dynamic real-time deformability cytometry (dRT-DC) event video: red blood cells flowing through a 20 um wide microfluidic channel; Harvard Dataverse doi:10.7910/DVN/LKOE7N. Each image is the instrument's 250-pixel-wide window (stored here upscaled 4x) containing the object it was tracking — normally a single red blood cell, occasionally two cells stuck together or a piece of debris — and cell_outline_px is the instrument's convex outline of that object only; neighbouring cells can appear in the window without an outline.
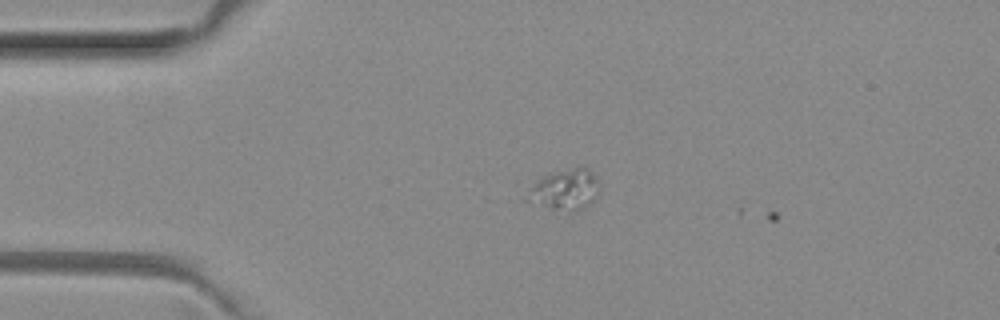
{"species": "common noctule bat (a hibernating species)", "species_latin": "Nyctalus noctula", "temperature_condition": "room temperature", "stored_images_in_passage": 3, "camera_frame_rate_fps": 3000, "um_per_image_px": 0.085, "animal": {"sex": "female", "body_mass_g": 29.2, "forearm_length_mm": 56.3}, "frame": {"image": 1, "passage_image": 2, "time_ms": 0.333, "image_size_px": [1000, 320], "cell_outline_px": [[600, 192], [592, 204], [584, 208], [552, 208], [528, 204], [520, 200], [544, 176], [584, 164], [596, 176], [600, 188]], "centroid_in_image_um": [48.04, 16.1], "position_along_channel_um": 37.0, "area_um2": 17.11}}